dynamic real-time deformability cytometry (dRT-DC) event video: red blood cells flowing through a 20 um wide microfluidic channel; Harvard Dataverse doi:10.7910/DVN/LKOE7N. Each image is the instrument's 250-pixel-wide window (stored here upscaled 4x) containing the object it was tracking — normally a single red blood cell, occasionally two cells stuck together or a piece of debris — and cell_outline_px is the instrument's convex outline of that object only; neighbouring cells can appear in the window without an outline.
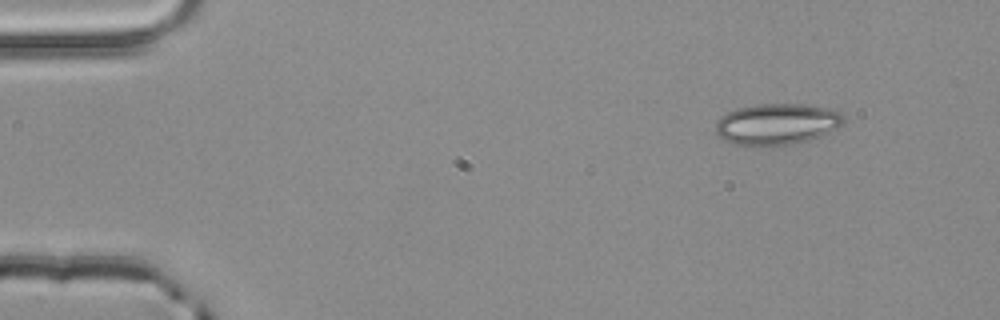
{"species": "common noctule bat (a hibernating species)", "species_latin": "Nyctalus noctula", "temperature_condition": "room temperature", "stored_images_in_passage": 3, "camera_frame_rate_fps": 3000, "um_per_image_px": 0.085, "animal": {"sex": "male", "body_mass_g": 20.4}, "frame": {"image": 1, "passage_image": 1, "time_ms": 0.0, "image_size_px": [1000, 320], "cell_outline_px": [[844, 124], [820, 136], [808, 140], [772, 148], [756, 148], [732, 144], [724, 140], [716, 132], [716, 120], [720, 116], [736, 108], [756, 104], [804, 104], [828, 108], [840, 112], [844, 116]], "centroid_in_image_um": [65.99, 10.58], "position_along_channel_um": 19.0, "area_um2": 31.5}}